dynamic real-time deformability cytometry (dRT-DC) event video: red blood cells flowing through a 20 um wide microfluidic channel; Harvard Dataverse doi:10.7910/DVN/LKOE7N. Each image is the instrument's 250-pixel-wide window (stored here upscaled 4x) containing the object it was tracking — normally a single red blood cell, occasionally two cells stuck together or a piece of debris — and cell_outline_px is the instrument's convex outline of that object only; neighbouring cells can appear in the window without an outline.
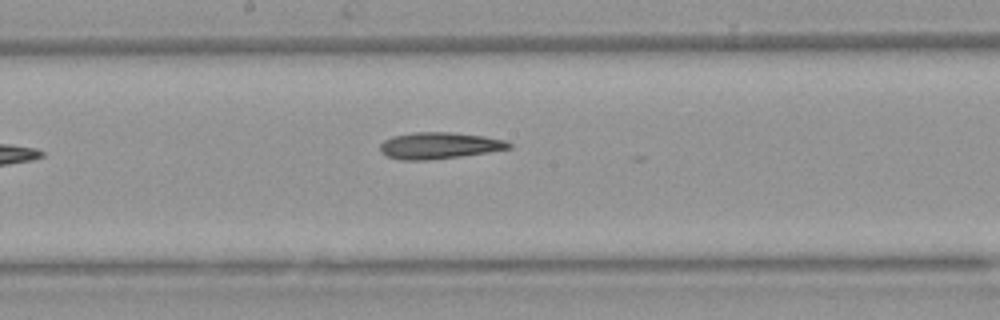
{"species": "Egyptian fruit bat (a non-hibernating species)", "species_latin": "Rousettus aegyptiacus", "temperature_condition": "warm", "stored_images_in_passage": 7, "camera_frame_rate_fps": 3000, "um_per_image_px": 0.085, "animal": {"sex": "female"}, "frame": {"image": 1, "passage_image": 7, "time_ms": 7.667, "image_size_px": [1000, 320], "cell_outline_px": [[512, 148], [488, 152], [460, 156], [428, 160], [400, 160], [384, 156], [380, 152], [380, 144], [384, 140], [392, 136], [412, 132], [452, 132], [484, 136], [504, 140], [512, 144]], "centroid_in_image_um": [37.29, 12.37], "position_along_channel_um": 210.9, "area_um2": 20.06}}